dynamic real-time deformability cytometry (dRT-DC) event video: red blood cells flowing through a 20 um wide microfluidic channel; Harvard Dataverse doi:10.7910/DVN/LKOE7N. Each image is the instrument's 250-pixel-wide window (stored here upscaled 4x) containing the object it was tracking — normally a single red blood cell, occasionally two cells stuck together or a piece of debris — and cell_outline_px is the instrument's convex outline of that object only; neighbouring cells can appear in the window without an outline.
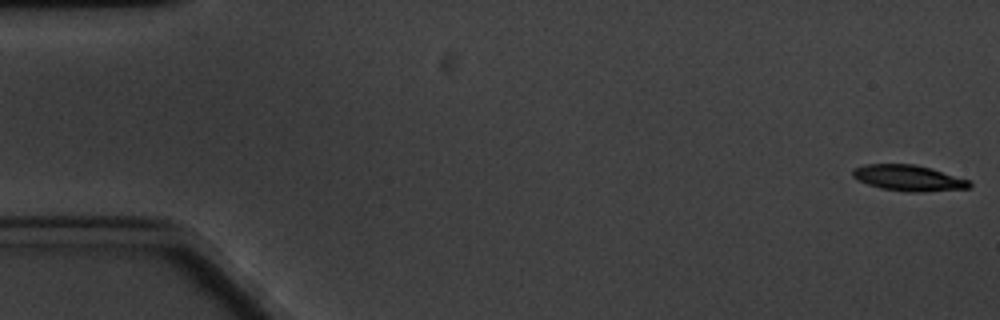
{"species": "common noctule bat (a hibernating species)", "species_latin": "Nyctalus noctula", "temperature_condition": "cold", "stored_images_in_passage": 61, "camera_frame_rate_fps": 3000, "um_per_image_px": 0.085, "animal": {"sex": "male", "body_mass_g": 20.1, "forearm_length_mm": 53.5}, "frame": {"image": 1, "passage_image": 1, "time_ms": 0.0, "image_size_px": [1000, 320], "cell_outline_px": [[972, 184], [968, 188], [920, 192], [908, 192], [880, 188], [868, 184], [852, 176], [852, 168], [864, 164], [912, 164], [932, 168], [968, 180]], "centroid_in_image_um": [77.19, 15.12], "position_along_channel_um": 7.8, "area_um2": 17.51}}
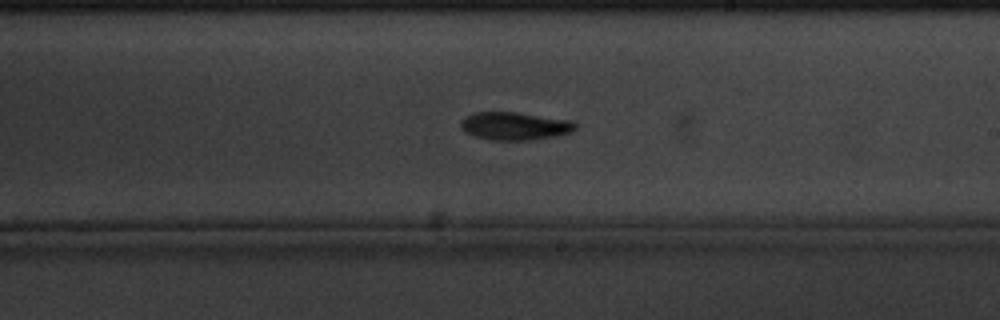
{"frame": {"image": 2, "passage_image": 35, "time_ms": 11.333, "image_size_px": [1000, 320], "cell_outline_px": [[576, 128], [572, 132], [556, 136], [532, 140], [492, 140], [476, 136], [464, 132], [460, 128], [460, 120], [464, 116], [472, 112], [516, 112], [572, 120], [576, 124]], "centroid_in_image_um": [43.73, 10.7], "position_along_channel_um": 245.3, "area_um2": 18.9}}
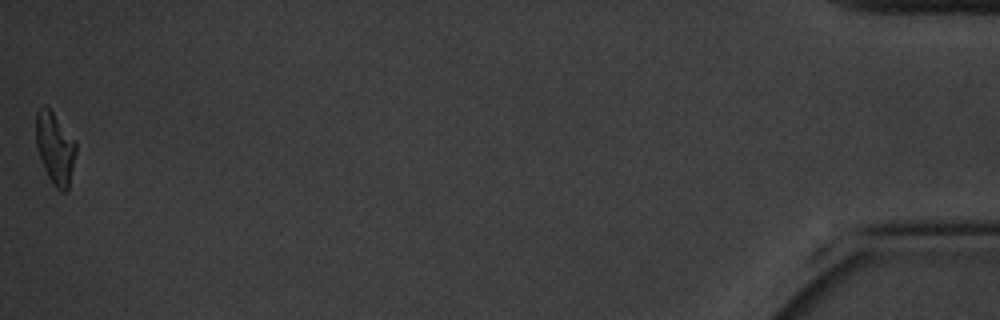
{"frame": {"image": 3, "passage_image": 61, "time_ms": 20.0, "image_size_px": [1000, 320], "cell_outline_px": [[76, 152], [68, 192], [60, 192], [56, 188], [48, 176], [40, 160], [36, 148], [36, 112], [44, 104], [52, 112], [76, 140]], "centroid_in_image_um": [4.69, 12.62], "position_along_channel_um": 430.5, "area_um2": 16.88}, "authors_computed_cell_mechanics": {"area_um2": 17.918, "velocity_mm_per_s": 3.2579, "shape_relaxation_time_tau1_ms": 4.1956, "shape_relaxation_time_tau2_ms": null, "deformation_change_tau1": 0.1306, "deformation_change_tau2": null}}